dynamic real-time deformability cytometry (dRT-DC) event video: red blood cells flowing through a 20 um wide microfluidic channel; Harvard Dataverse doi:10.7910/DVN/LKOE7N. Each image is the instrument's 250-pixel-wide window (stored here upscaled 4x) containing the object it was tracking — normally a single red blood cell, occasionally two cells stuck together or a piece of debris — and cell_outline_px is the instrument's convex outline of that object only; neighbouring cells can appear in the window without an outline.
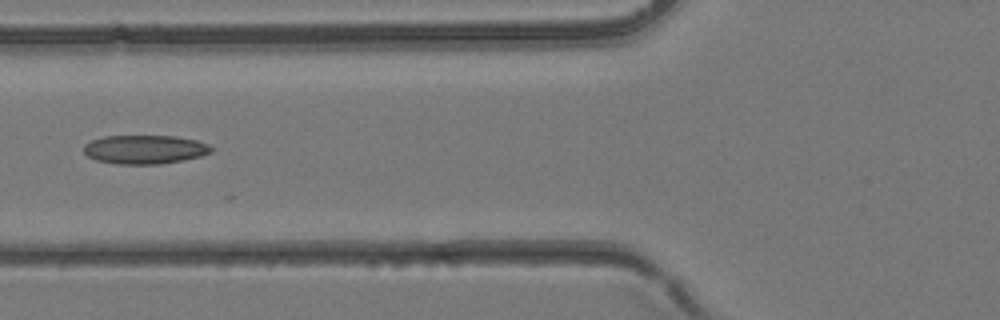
{"species": "common noctule bat (a hibernating species)", "species_latin": "Nyctalus noctula", "temperature_condition": "room temperature", "stored_images_in_passage": 4, "camera_frame_rate_fps": 3000, "um_per_image_px": 0.085, "animal": {"sex": "female", "body_mass_g": 24.6, "forearm_length_mm": 56.2}, "frame": {"image": 1, "passage_image": 4, "time_ms": 1.0, "image_size_px": [1000, 320], "cell_outline_px": [[216, 148], [212, 152], [200, 156], [184, 160], [160, 164], [120, 164], [96, 160], [88, 156], [84, 152], [84, 144], [92, 140], [104, 136], [176, 136], [196, 140], [208, 144]], "centroid_in_image_um": [12.34, 12.7], "position_along_channel_um": 113.5, "area_um2": 21.5}}